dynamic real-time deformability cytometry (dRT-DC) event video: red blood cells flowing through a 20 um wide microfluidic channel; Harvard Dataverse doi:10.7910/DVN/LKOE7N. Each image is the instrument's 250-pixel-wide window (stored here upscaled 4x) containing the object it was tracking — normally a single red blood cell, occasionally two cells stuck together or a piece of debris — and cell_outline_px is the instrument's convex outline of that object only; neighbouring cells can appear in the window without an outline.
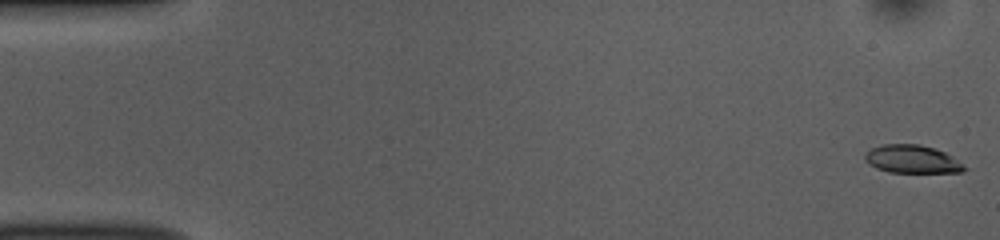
{"species": "common noctule bat (a hibernating species)", "species_latin": "Nyctalus noctula", "temperature_condition": "room temperature", "stored_images_in_passage": 51, "camera_frame_rate_fps": 3000, "um_per_image_px": 0.085, "animal": {"sex": "female", "body_mass_g": 10.0, "forearm_length_mm": 53.1}, "frame": {"image": 1, "passage_image": 1, "time_ms": 0.0, "image_size_px": [1000, 240], "cell_outline_px": [[968, 168], [964, 172], [888, 172], [876, 168], [868, 164], [864, 160], [864, 152], [880, 144], [920, 144], [944, 152], [952, 156]], "centroid_in_image_um": [77.49, 13.53], "position_along_channel_um": 7.5, "area_um2": 16.36}}
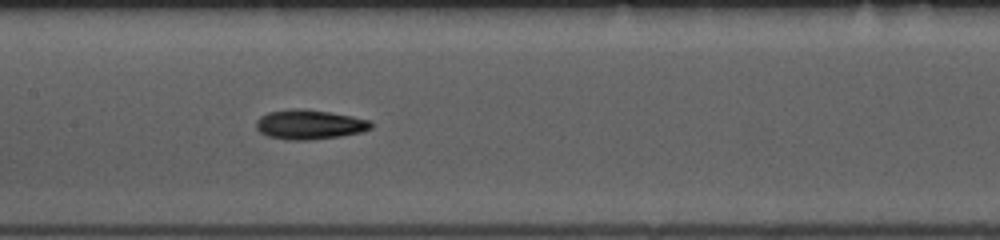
{"frame": {"image": 2, "passage_image": 25, "time_ms": 8.0, "image_size_px": [1000, 240], "cell_outline_px": [[372, 128], [360, 132], [340, 136], [308, 140], [292, 140], [268, 136], [260, 132], [256, 128], [256, 120], [260, 116], [268, 112], [288, 108], [308, 108], [332, 112], [372, 120]], "centroid_in_image_um": [26.3, 10.56], "position_along_channel_um": 181.1, "area_um2": 20.06}}
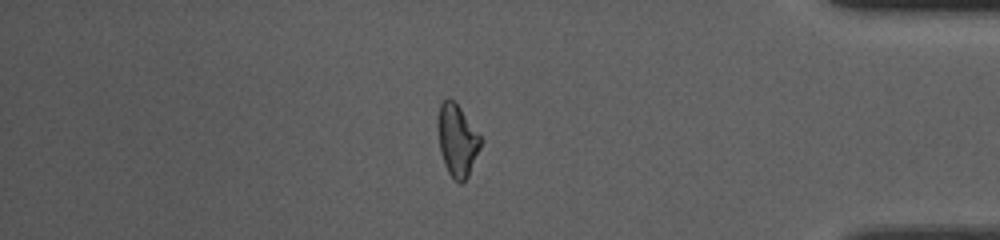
{"frame": {"image": 3, "passage_image": 44, "time_ms": 14.333, "image_size_px": [1000, 240], "cell_outline_px": [[484, 140], [468, 176], [460, 184], [452, 180], [444, 164], [440, 152], [436, 124], [436, 120], [440, 104], [448, 96], [460, 108]], "centroid_in_image_um": [38.84, 11.94], "position_along_channel_um": 396.4, "area_um2": 18.32}, "authors_computed_cell_mechanics": {"area_um2": 18.0336, "velocity_mm_per_s": 3.9034, "shape_relaxation_time_tau1_ms": 4.1114, "shape_relaxation_time_tau2_ms": 3.4863, "deformation_change_tau1": 0.1536, "deformation_change_tau2": 0.1195}}